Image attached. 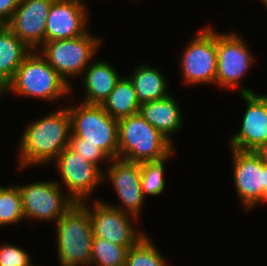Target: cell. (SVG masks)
Here are the masks:
<instances>
[{
    "label": "cell",
    "mask_w": 267,
    "mask_h": 266,
    "mask_svg": "<svg viewBox=\"0 0 267 266\" xmlns=\"http://www.w3.org/2000/svg\"><path fill=\"white\" fill-rule=\"evenodd\" d=\"M71 132V116L67 106L32 121L20 139L19 168L55 160L68 146Z\"/></svg>",
    "instance_id": "1"
},
{
    "label": "cell",
    "mask_w": 267,
    "mask_h": 266,
    "mask_svg": "<svg viewBox=\"0 0 267 266\" xmlns=\"http://www.w3.org/2000/svg\"><path fill=\"white\" fill-rule=\"evenodd\" d=\"M168 138L140 113L118 120V157L142 163L169 156L174 148Z\"/></svg>",
    "instance_id": "2"
},
{
    "label": "cell",
    "mask_w": 267,
    "mask_h": 266,
    "mask_svg": "<svg viewBox=\"0 0 267 266\" xmlns=\"http://www.w3.org/2000/svg\"><path fill=\"white\" fill-rule=\"evenodd\" d=\"M33 51L25 57L7 84L8 91L45 101H55L61 96L69 95L72 91L71 84L55 71L39 51Z\"/></svg>",
    "instance_id": "3"
},
{
    "label": "cell",
    "mask_w": 267,
    "mask_h": 266,
    "mask_svg": "<svg viewBox=\"0 0 267 266\" xmlns=\"http://www.w3.org/2000/svg\"><path fill=\"white\" fill-rule=\"evenodd\" d=\"M56 224L60 265H90L94 235L87 208L82 203L74 204Z\"/></svg>",
    "instance_id": "4"
},
{
    "label": "cell",
    "mask_w": 267,
    "mask_h": 266,
    "mask_svg": "<svg viewBox=\"0 0 267 266\" xmlns=\"http://www.w3.org/2000/svg\"><path fill=\"white\" fill-rule=\"evenodd\" d=\"M69 107L71 131L84 143L97 145L110 159L118 157V120L101 105L81 103Z\"/></svg>",
    "instance_id": "5"
},
{
    "label": "cell",
    "mask_w": 267,
    "mask_h": 266,
    "mask_svg": "<svg viewBox=\"0 0 267 266\" xmlns=\"http://www.w3.org/2000/svg\"><path fill=\"white\" fill-rule=\"evenodd\" d=\"M101 39L86 33L71 39L43 43L41 55L69 84V78L81 75L91 63Z\"/></svg>",
    "instance_id": "6"
},
{
    "label": "cell",
    "mask_w": 267,
    "mask_h": 266,
    "mask_svg": "<svg viewBox=\"0 0 267 266\" xmlns=\"http://www.w3.org/2000/svg\"><path fill=\"white\" fill-rule=\"evenodd\" d=\"M186 45L181 58L185 83H215L217 71V32L210 26L199 31Z\"/></svg>",
    "instance_id": "7"
},
{
    "label": "cell",
    "mask_w": 267,
    "mask_h": 266,
    "mask_svg": "<svg viewBox=\"0 0 267 266\" xmlns=\"http://www.w3.org/2000/svg\"><path fill=\"white\" fill-rule=\"evenodd\" d=\"M21 197L24 217L55 222L76 202L66 193L57 181H38L29 185H17Z\"/></svg>",
    "instance_id": "8"
},
{
    "label": "cell",
    "mask_w": 267,
    "mask_h": 266,
    "mask_svg": "<svg viewBox=\"0 0 267 266\" xmlns=\"http://www.w3.org/2000/svg\"><path fill=\"white\" fill-rule=\"evenodd\" d=\"M81 203L87 208L94 237L106 239L119 246L131 247L145 236L144 232L134 228V216L110 206L109 203L96 199L92 210L86 205V201Z\"/></svg>",
    "instance_id": "9"
},
{
    "label": "cell",
    "mask_w": 267,
    "mask_h": 266,
    "mask_svg": "<svg viewBox=\"0 0 267 266\" xmlns=\"http://www.w3.org/2000/svg\"><path fill=\"white\" fill-rule=\"evenodd\" d=\"M54 161L68 195L76 203L90 198L98 183L105 179L101 168L87 161L69 146L65 147Z\"/></svg>",
    "instance_id": "10"
},
{
    "label": "cell",
    "mask_w": 267,
    "mask_h": 266,
    "mask_svg": "<svg viewBox=\"0 0 267 266\" xmlns=\"http://www.w3.org/2000/svg\"><path fill=\"white\" fill-rule=\"evenodd\" d=\"M243 38L235 33H217L215 84L239 89V84L255 60Z\"/></svg>",
    "instance_id": "11"
},
{
    "label": "cell",
    "mask_w": 267,
    "mask_h": 266,
    "mask_svg": "<svg viewBox=\"0 0 267 266\" xmlns=\"http://www.w3.org/2000/svg\"><path fill=\"white\" fill-rule=\"evenodd\" d=\"M231 150L235 189L243 208L249 211L264 202L265 165L254 151Z\"/></svg>",
    "instance_id": "12"
},
{
    "label": "cell",
    "mask_w": 267,
    "mask_h": 266,
    "mask_svg": "<svg viewBox=\"0 0 267 266\" xmlns=\"http://www.w3.org/2000/svg\"><path fill=\"white\" fill-rule=\"evenodd\" d=\"M240 96L246 101L241 129L230 138V149L255 151L267 141V95H257L249 88H242Z\"/></svg>",
    "instance_id": "13"
},
{
    "label": "cell",
    "mask_w": 267,
    "mask_h": 266,
    "mask_svg": "<svg viewBox=\"0 0 267 266\" xmlns=\"http://www.w3.org/2000/svg\"><path fill=\"white\" fill-rule=\"evenodd\" d=\"M107 178L112 183L122 206H110L132 215L135 219L140 214L145 196L141 186V163L116 157L110 160Z\"/></svg>",
    "instance_id": "14"
},
{
    "label": "cell",
    "mask_w": 267,
    "mask_h": 266,
    "mask_svg": "<svg viewBox=\"0 0 267 266\" xmlns=\"http://www.w3.org/2000/svg\"><path fill=\"white\" fill-rule=\"evenodd\" d=\"M55 0H20L7 27L29 48L45 43L46 21Z\"/></svg>",
    "instance_id": "15"
},
{
    "label": "cell",
    "mask_w": 267,
    "mask_h": 266,
    "mask_svg": "<svg viewBox=\"0 0 267 266\" xmlns=\"http://www.w3.org/2000/svg\"><path fill=\"white\" fill-rule=\"evenodd\" d=\"M81 0H55L46 21L45 42L86 34L88 11Z\"/></svg>",
    "instance_id": "16"
},
{
    "label": "cell",
    "mask_w": 267,
    "mask_h": 266,
    "mask_svg": "<svg viewBox=\"0 0 267 266\" xmlns=\"http://www.w3.org/2000/svg\"><path fill=\"white\" fill-rule=\"evenodd\" d=\"M141 116L166 138L170 139L182 127V114L175 98L171 95L140 105Z\"/></svg>",
    "instance_id": "17"
},
{
    "label": "cell",
    "mask_w": 267,
    "mask_h": 266,
    "mask_svg": "<svg viewBox=\"0 0 267 266\" xmlns=\"http://www.w3.org/2000/svg\"><path fill=\"white\" fill-rule=\"evenodd\" d=\"M86 69L83 76L86 94L82 103L101 105L121 76L110 63L104 61L92 62Z\"/></svg>",
    "instance_id": "18"
},
{
    "label": "cell",
    "mask_w": 267,
    "mask_h": 266,
    "mask_svg": "<svg viewBox=\"0 0 267 266\" xmlns=\"http://www.w3.org/2000/svg\"><path fill=\"white\" fill-rule=\"evenodd\" d=\"M32 51L7 25L0 27V80L8 84Z\"/></svg>",
    "instance_id": "19"
},
{
    "label": "cell",
    "mask_w": 267,
    "mask_h": 266,
    "mask_svg": "<svg viewBox=\"0 0 267 266\" xmlns=\"http://www.w3.org/2000/svg\"><path fill=\"white\" fill-rule=\"evenodd\" d=\"M140 105L129 77H120L110 95L101 104L103 109L117 120L138 114Z\"/></svg>",
    "instance_id": "20"
},
{
    "label": "cell",
    "mask_w": 267,
    "mask_h": 266,
    "mask_svg": "<svg viewBox=\"0 0 267 266\" xmlns=\"http://www.w3.org/2000/svg\"><path fill=\"white\" fill-rule=\"evenodd\" d=\"M132 81L140 104L165 98L167 93V82L165 77L157 68L149 65H141L135 68L129 77Z\"/></svg>",
    "instance_id": "21"
},
{
    "label": "cell",
    "mask_w": 267,
    "mask_h": 266,
    "mask_svg": "<svg viewBox=\"0 0 267 266\" xmlns=\"http://www.w3.org/2000/svg\"><path fill=\"white\" fill-rule=\"evenodd\" d=\"M129 248L93 237L90 266H125Z\"/></svg>",
    "instance_id": "22"
},
{
    "label": "cell",
    "mask_w": 267,
    "mask_h": 266,
    "mask_svg": "<svg viewBox=\"0 0 267 266\" xmlns=\"http://www.w3.org/2000/svg\"><path fill=\"white\" fill-rule=\"evenodd\" d=\"M125 266H166V261L145 235L128 249Z\"/></svg>",
    "instance_id": "23"
},
{
    "label": "cell",
    "mask_w": 267,
    "mask_h": 266,
    "mask_svg": "<svg viewBox=\"0 0 267 266\" xmlns=\"http://www.w3.org/2000/svg\"><path fill=\"white\" fill-rule=\"evenodd\" d=\"M25 219L22 197L18 186H2L0 198V226L18 223Z\"/></svg>",
    "instance_id": "24"
},
{
    "label": "cell",
    "mask_w": 267,
    "mask_h": 266,
    "mask_svg": "<svg viewBox=\"0 0 267 266\" xmlns=\"http://www.w3.org/2000/svg\"><path fill=\"white\" fill-rule=\"evenodd\" d=\"M171 154L163 159L141 163V186L144 196L159 195L164 191V164Z\"/></svg>",
    "instance_id": "25"
},
{
    "label": "cell",
    "mask_w": 267,
    "mask_h": 266,
    "mask_svg": "<svg viewBox=\"0 0 267 266\" xmlns=\"http://www.w3.org/2000/svg\"><path fill=\"white\" fill-rule=\"evenodd\" d=\"M68 146L76 151L79 155L85 158L87 161L97 165L99 168L100 161L110 162V158L97 146L91 143H84V139L75 136L72 132L70 135V140Z\"/></svg>",
    "instance_id": "26"
},
{
    "label": "cell",
    "mask_w": 267,
    "mask_h": 266,
    "mask_svg": "<svg viewBox=\"0 0 267 266\" xmlns=\"http://www.w3.org/2000/svg\"><path fill=\"white\" fill-rule=\"evenodd\" d=\"M31 262L29 254L14 245L0 246V266H28Z\"/></svg>",
    "instance_id": "27"
},
{
    "label": "cell",
    "mask_w": 267,
    "mask_h": 266,
    "mask_svg": "<svg viewBox=\"0 0 267 266\" xmlns=\"http://www.w3.org/2000/svg\"><path fill=\"white\" fill-rule=\"evenodd\" d=\"M20 0H0V24L7 25Z\"/></svg>",
    "instance_id": "28"
},
{
    "label": "cell",
    "mask_w": 267,
    "mask_h": 266,
    "mask_svg": "<svg viewBox=\"0 0 267 266\" xmlns=\"http://www.w3.org/2000/svg\"><path fill=\"white\" fill-rule=\"evenodd\" d=\"M254 152L259 156L262 163L267 166V141L259 146Z\"/></svg>",
    "instance_id": "29"
},
{
    "label": "cell",
    "mask_w": 267,
    "mask_h": 266,
    "mask_svg": "<svg viewBox=\"0 0 267 266\" xmlns=\"http://www.w3.org/2000/svg\"><path fill=\"white\" fill-rule=\"evenodd\" d=\"M6 91L8 92L7 84L0 80V94H3Z\"/></svg>",
    "instance_id": "30"
},
{
    "label": "cell",
    "mask_w": 267,
    "mask_h": 266,
    "mask_svg": "<svg viewBox=\"0 0 267 266\" xmlns=\"http://www.w3.org/2000/svg\"><path fill=\"white\" fill-rule=\"evenodd\" d=\"M264 202H267V166H265V193Z\"/></svg>",
    "instance_id": "31"
},
{
    "label": "cell",
    "mask_w": 267,
    "mask_h": 266,
    "mask_svg": "<svg viewBox=\"0 0 267 266\" xmlns=\"http://www.w3.org/2000/svg\"><path fill=\"white\" fill-rule=\"evenodd\" d=\"M261 2L264 4V6H266L267 8V0H261Z\"/></svg>",
    "instance_id": "32"
},
{
    "label": "cell",
    "mask_w": 267,
    "mask_h": 266,
    "mask_svg": "<svg viewBox=\"0 0 267 266\" xmlns=\"http://www.w3.org/2000/svg\"><path fill=\"white\" fill-rule=\"evenodd\" d=\"M2 196V186H0V198Z\"/></svg>",
    "instance_id": "33"
}]
</instances>
